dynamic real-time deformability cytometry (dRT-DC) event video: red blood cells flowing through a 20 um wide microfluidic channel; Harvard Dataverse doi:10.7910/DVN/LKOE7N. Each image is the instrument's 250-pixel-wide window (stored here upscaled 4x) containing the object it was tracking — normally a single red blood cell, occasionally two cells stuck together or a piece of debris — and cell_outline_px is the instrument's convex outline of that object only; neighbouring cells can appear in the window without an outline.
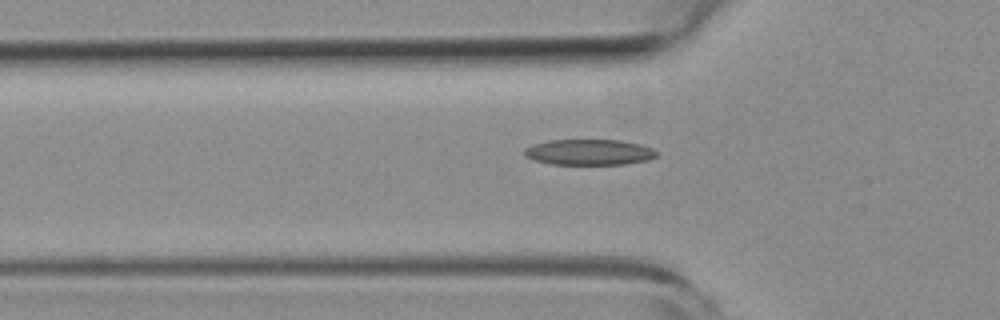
{"species": "common noctule bat (a hibernating species)", "species_latin": "Nyctalus noctula", "temperature_condition": "room temperature", "stored_images_in_passage": 46, "camera_frame_rate_fps": 3000, "um_per_image_px": 0.085, "animal": {"sex": "female", "body_mass_g": 19.3, "forearm_length_mm": 54.1}, "frame": {"image": 1, "passage_image": 18, "time_ms": 5.667, "image_size_px": [1000, 320], "cell_outline_px": [[656, 156], [648, 160], [624, 164], [552, 164], [536, 160], [524, 156], [524, 148], [532, 144], [548, 140], [620, 140], [640, 144], [652, 148], [656, 152]], "centroid_in_image_um": [50.05, 12.93], "position_along_channel_um": 75.7, "area_um2": 19.77}}
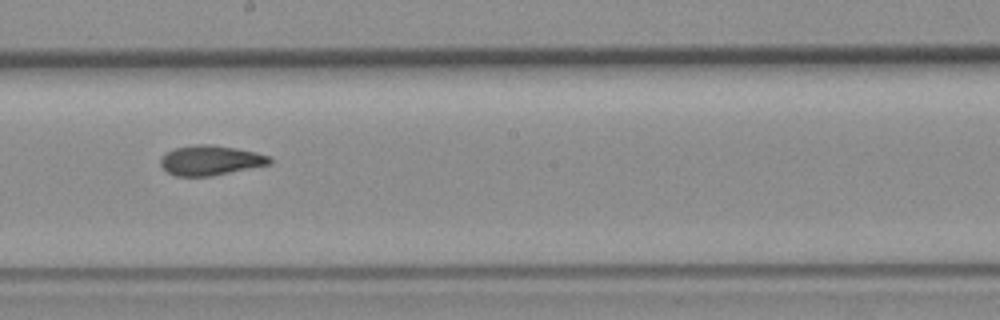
{"frame": {"image": 2, "passage_image": 30, "time_ms": 9.667, "image_size_px": [1000, 320], "cell_outline_px": [[272, 164], [212, 176], [176, 176], [168, 172], [160, 164], [160, 160], [168, 152], [176, 148], [196, 144], [212, 144], [236, 148], [256, 152], [268, 156], [272, 160]], "centroid_in_image_um": [17.93, 13.63], "position_along_channel_um": 230.3, "area_um2": 18.9}}
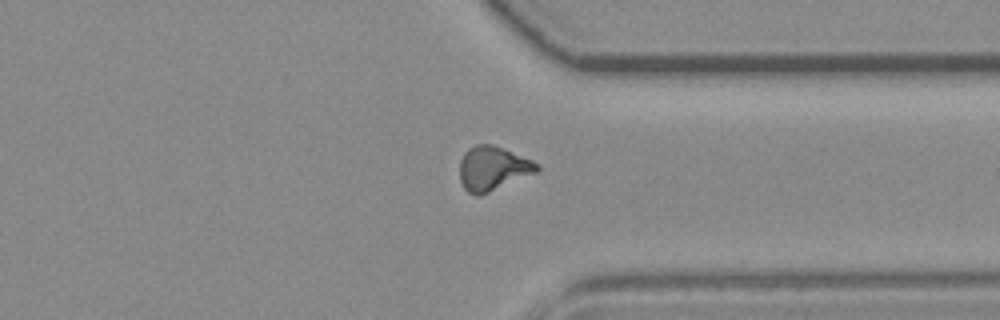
{"frame": {"image": 3, "passage_image": 41, "time_ms": 13.333, "image_size_px": [1000, 320], "cell_outline_px": [[540, 168], [536, 172], [480, 196], [476, 196], [468, 192], [464, 188], [460, 180], [460, 160], [464, 152], [468, 148], [476, 144], [492, 144], [504, 148], [532, 160], [540, 164]], "centroid_in_image_um": [41.87, 14.31], "position_along_channel_um": 369.5, "area_um2": 19.94}}